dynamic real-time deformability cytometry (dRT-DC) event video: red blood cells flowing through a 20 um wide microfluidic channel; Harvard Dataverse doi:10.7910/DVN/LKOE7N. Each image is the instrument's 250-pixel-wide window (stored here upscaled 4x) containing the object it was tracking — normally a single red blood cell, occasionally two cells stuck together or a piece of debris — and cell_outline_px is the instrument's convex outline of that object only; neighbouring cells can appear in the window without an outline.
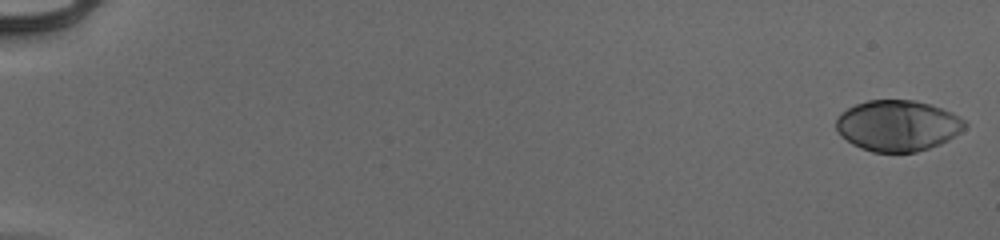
{"species": "human", "species_latin": "Homo sapiens", "temperature_condition": "cold", "stored_images_in_passage": 54, "camera_frame_rate_fps": 3000, "um_per_image_px": 0.085, "donor": {"sex": "male"}, "frame": {"image": 1, "passage_image": 1, "time_ms": 0.0, "image_size_px": [1000, 240], "cell_outline_px": [[968, 124], [960, 132], [948, 140], [940, 144], [916, 152], [872, 152], [860, 148], [852, 144], [840, 136], [836, 128], [836, 120], [840, 112], [856, 104], [868, 100], [916, 100], [952, 112], [964, 120]], "centroid_in_image_um": [76.28, 10.68], "position_along_channel_um": 8.7, "area_um2": 38.26}}
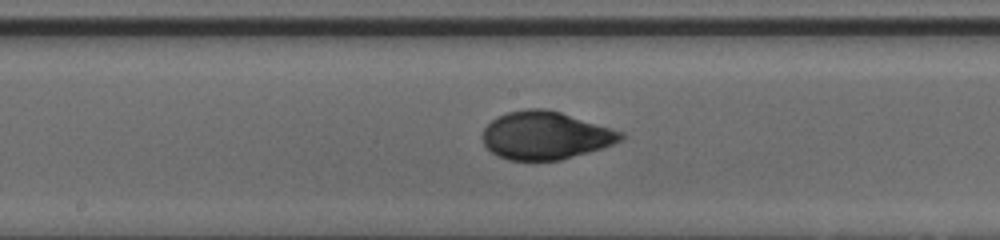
{"frame": {"image": 2, "passage_image": 31, "time_ms": 10.0, "image_size_px": [1000, 240], "cell_outline_px": [[624, 140], [588, 152], [560, 160], [508, 160], [492, 152], [484, 144], [480, 136], [484, 128], [496, 116], [508, 112], [524, 108], [544, 108], [560, 112], [612, 128], [624, 132]], "centroid_in_image_um": [46.34, 11.5], "position_along_channel_um": 201.9, "area_um2": 38.61}}
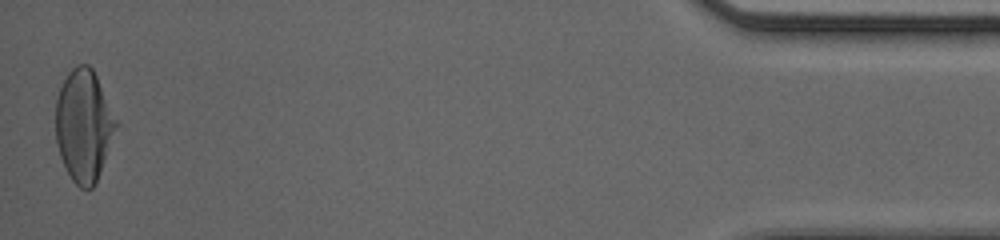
{"frame": {"image": 3, "passage_image": 54, "time_ms": 17.667, "image_size_px": [1000, 240], "cell_outline_px": [[120, 124], [96, 184], [92, 188], [80, 188], [72, 180], [60, 156], [56, 140], [56, 100], [60, 88], [68, 72], [76, 64], [88, 64], [92, 68]], "centroid_in_image_um": [7.16, 10.68], "position_along_channel_um": 428.0, "area_um2": 39.71}, "authors_computed_cell_mechanics": {"area_um2": 38.4081, "velocity_mm_per_s": 3.9627, "shape_relaxation_time_tau1_ms": 4.8033, "shape_relaxation_time_tau2_ms": null, "deformation_change_tau1": 0.221, "deformation_change_tau2": null}}